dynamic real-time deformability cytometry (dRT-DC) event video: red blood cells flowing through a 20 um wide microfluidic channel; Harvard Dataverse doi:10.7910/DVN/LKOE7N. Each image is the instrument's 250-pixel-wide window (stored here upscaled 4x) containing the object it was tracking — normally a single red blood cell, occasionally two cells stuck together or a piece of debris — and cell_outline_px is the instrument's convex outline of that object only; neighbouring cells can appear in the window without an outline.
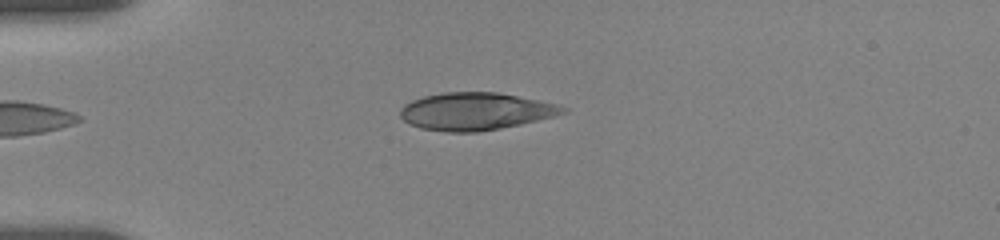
{"species": "human", "species_latin": "Homo sapiens", "temperature_condition": "room temperature", "stored_images_in_passage": 19, "camera_frame_rate_fps": 3000, "um_per_image_px": 0.085, "donor": {"sex": "female"}, "frame": {"image": 1, "passage_image": 1, "time_ms": 0.0, "image_size_px": [1000, 240], "cell_outline_px": [[568, 112], [520, 124], [500, 128], [476, 132], [444, 132], [420, 128], [404, 120], [400, 116], [400, 108], [404, 104], [412, 100], [424, 96], [444, 92], [496, 92], [556, 104], [568, 108]], "centroid_in_image_um": [40.38, 9.46], "position_along_channel_um": 44.6, "area_um2": 35.2}}
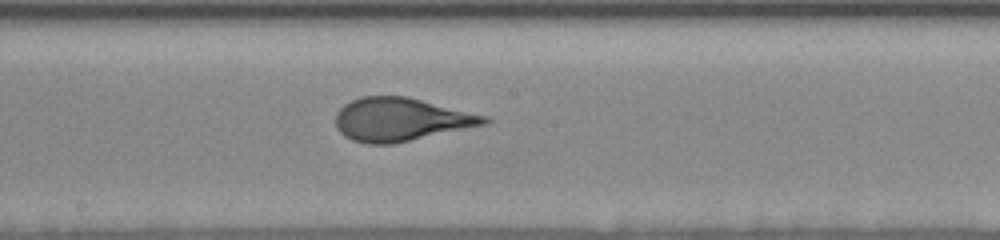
{"frame": {"image": 2, "passage_image": 9, "time_ms": 5.333, "image_size_px": [1000, 240], "cell_outline_px": [[492, 120], [488, 124], [392, 144], [368, 144], [352, 140], [344, 136], [336, 128], [336, 112], [344, 104], [360, 96], [408, 96], [488, 116]], "centroid_in_image_um": [34.08, 10.15], "position_along_channel_um": 214.1, "area_um2": 37.69}}
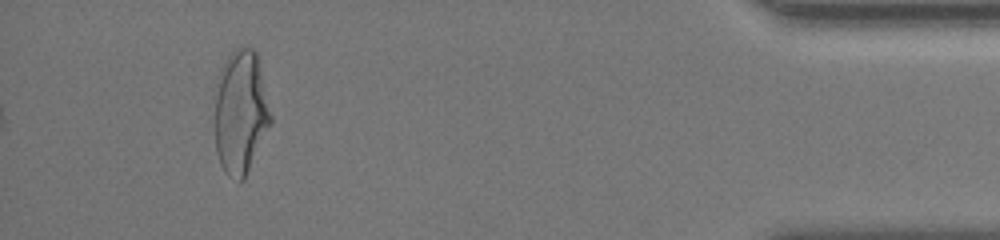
{"frame": {"image": 3, "passage_image": 19, "time_ms": 12.333, "image_size_px": [1000, 240], "cell_outline_px": [[272, 124], [244, 180], [240, 180], [228, 176], [224, 172], [220, 164], [216, 152], [216, 96], [220, 76], [224, 64], [228, 56], [240, 44], [252, 48], [256, 52], [272, 116]], "centroid_in_image_um": [20.49, 9.57], "position_along_channel_um": 414.7, "area_um2": 40.11}, "authors_computed_cell_mechanics": {"area_um2": 37.3388, "velocity_mm_per_s": 3.6545, "shape_relaxation_time_tau1_ms": 3.9663, "shape_relaxation_time_tau2_ms": null, "deformation_change_tau1": 0.1814, "deformation_change_tau2": null}}